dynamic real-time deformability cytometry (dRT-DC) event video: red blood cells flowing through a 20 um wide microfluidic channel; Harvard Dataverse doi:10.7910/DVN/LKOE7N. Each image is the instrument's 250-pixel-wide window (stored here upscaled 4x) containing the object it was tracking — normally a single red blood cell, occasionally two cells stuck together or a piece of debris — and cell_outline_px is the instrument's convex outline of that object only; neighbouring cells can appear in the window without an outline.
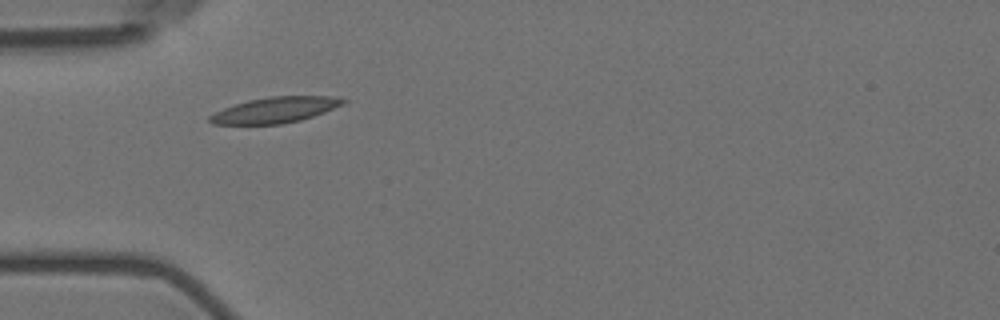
{"species": "Egyptian fruit bat (a non-hibernating species)", "species_latin": "Rousettus aegyptiacus", "temperature_condition": "room temperature", "stored_images_in_passage": 4, "camera_frame_rate_fps": 3000, "um_per_image_px": 0.085, "animal": {"sex": "female"}, "frame": {"image": 1, "passage_image": 3, "time_ms": 2.333, "image_size_px": [1000, 320], "cell_outline_px": [[348, 100], [344, 104], [324, 112], [300, 120], [280, 124], [212, 124], [208, 120], [208, 116], [224, 108], [248, 100], [272, 96], [332, 96]], "centroid_in_image_um": [23.39, 9.34], "position_along_channel_um": 61.6, "area_um2": 19.83}}
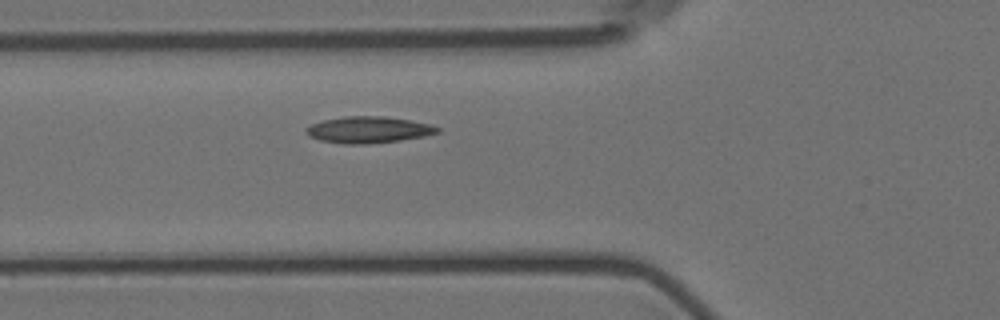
{"frame": {"image": 2, "passage_image": 4, "time_ms": 3.333, "image_size_px": [1000, 320], "cell_outline_px": [[440, 132], [424, 136], [400, 140], [368, 144], [344, 144], [320, 140], [308, 136], [304, 132], [304, 128], [312, 124], [324, 120], [344, 116], [384, 116], [432, 124], [440, 128]], "centroid_in_image_um": [31.3, 11.03], "position_along_channel_um": 94.5, "area_um2": 20.35}}